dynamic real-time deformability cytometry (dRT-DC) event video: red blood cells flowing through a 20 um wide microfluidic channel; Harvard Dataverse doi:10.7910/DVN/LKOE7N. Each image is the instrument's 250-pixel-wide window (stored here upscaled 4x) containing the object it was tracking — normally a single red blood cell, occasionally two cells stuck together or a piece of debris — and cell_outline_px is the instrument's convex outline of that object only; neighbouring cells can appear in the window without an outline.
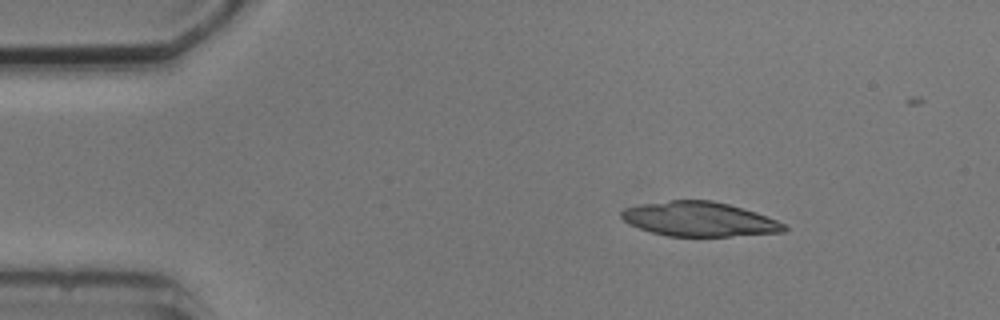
{"species": "common noctule bat (a hibernating species)", "species_latin": "Nyctalus noctula", "temperature_condition": "cold", "stored_images_in_passage": 4, "camera_frame_rate_fps": 3000, "um_per_image_px": 0.085, "animal": {"sex": "male", "body_mass_g": 20.5, "forearm_length_mm": 52.5}, "frame": {"image": 1, "passage_image": 2, "time_ms": 2.0, "image_size_px": [1000, 320], "cell_outline_px": [[788, 228], [784, 232], [728, 236], [668, 236], [652, 232], [628, 224], [620, 216], [620, 212], [624, 208], [640, 204], [672, 200], [712, 200], [728, 204], [756, 212], [776, 220], [784, 224]], "centroid_in_image_um": [59.42, 18.62], "position_along_channel_um": 25.6, "area_um2": 32.54}}